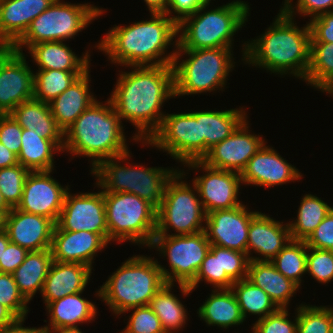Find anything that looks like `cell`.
<instances>
[{
    "mask_svg": "<svg viewBox=\"0 0 333 333\" xmlns=\"http://www.w3.org/2000/svg\"><path fill=\"white\" fill-rule=\"evenodd\" d=\"M247 119L229 137L211 148L202 161L213 168L241 173L254 154L267 143L261 136L250 134Z\"/></svg>",
    "mask_w": 333,
    "mask_h": 333,
    "instance_id": "19",
    "label": "cell"
},
{
    "mask_svg": "<svg viewBox=\"0 0 333 333\" xmlns=\"http://www.w3.org/2000/svg\"><path fill=\"white\" fill-rule=\"evenodd\" d=\"M198 316L208 326L229 328L242 324V316L237 298L231 289H215L197 311Z\"/></svg>",
    "mask_w": 333,
    "mask_h": 333,
    "instance_id": "31",
    "label": "cell"
},
{
    "mask_svg": "<svg viewBox=\"0 0 333 333\" xmlns=\"http://www.w3.org/2000/svg\"><path fill=\"white\" fill-rule=\"evenodd\" d=\"M89 69L49 103L52 116L63 133L97 99L90 91Z\"/></svg>",
    "mask_w": 333,
    "mask_h": 333,
    "instance_id": "26",
    "label": "cell"
},
{
    "mask_svg": "<svg viewBox=\"0 0 333 333\" xmlns=\"http://www.w3.org/2000/svg\"><path fill=\"white\" fill-rule=\"evenodd\" d=\"M25 320H18L14 325L0 330V333H45V330L41 327H23L22 323Z\"/></svg>",
    "mask_w": 333,
    "mask_h": 333,
    "instance_id": "56",
    "label": "cell"
},
{
    "mask_svg": "<svg viewBox=\"0 0 333 333\" xmlns=\"http://www.w3.org/2000/svg\"><path fill=\"white\" fill-rule=\"evenodd\" d=\"M305 82L322 92L333 85V43L310 42V63Z\"/></svg>",
    "mask_w": 333,
    "mask_h": 333,
    "instance_id": "38",
    "label": "cell"
},
{
    "mask_svg": "<svg viewBox=\"0 0 333 333\" xmlns=\"http://www.w3.org/2000/svg\"><path fill=\"white\" fill-rule=\"evenodd\" d=\"M310 42L333 43V12L323 13L310 19Z\"/></svg>",
    "mask_w": 333,
    "mask_h": 333,
    "instance_id": "52",
    "label": "cell"
},
{
    "mask_svg": "<svg viewBox=\"0 0 333 333\" xmlns=\"http://www.w3.org/2000/svg\"><path fill=\"white\" fill-rule=\"evenodd\" d=\"M108 242L100 235L88 231H64L55 225L51 252L53 261L80 263L91 268L94 256L106 248Z\"/></svg>",
    "mask_w": 333,
    "mask_h": 333,
    "instance_id": "22",
    "label": "cell"
},
{
    "mask_svg": "<svg viewBox=\"0 0 333 333\" xmlns=\"http://www.w3.org/2000/svg\"><path fill=\"white\" fill-rule=\"evenodd\" d=\"M231 290L237 298L244 319L249 313V315H258L260 320L279 309L270 296L248 278L234 282Z\"/></svg>",
    "mask_w": 333,
    "mask_h": 333,
    "instance_id": "37",
    "label": "cell"
},
{
    "mask_svg": "<svg viewBox=\"0 0 333 333\" xmlns=\"http://www.w3.org/2000/svg\"><path fill=\"white\" fill-rule=\"evenodd\" d=\"M28 253L25 248L10 242L0 259V272L13 274L24 262Z\"/></svg>",
    "mask_w": 333,
    "mask_h": 333,
    "instance_id": "53",
    "label": "cell"
},
{
    "mask_svg": "<svg viewBox=\"0 0 333 333\" xmlns=\"http://www.w3.org/2000/svg\"><path fill=\"white\" fill-rule=\"evenodd\" d=\"M244 204L207 213L205 234L211 245L247 253L248 230L258 211H248Z\"/></svg>",
    "mask_w": 333,
    "mask_h": 333,
    "instance_id": "18",
    "label": "cell"
},
{
    "mask_svg": "<svg viewBox=\"0 0 333 333\" xmlns=\"http://www.w3.org/2000/svg\"><path fill=\"white\" fill-rule=\"evenodd\" d=\"M109 242L130 241L150 247L156 231L157 209L132 193H104Z\"/></svg>",
    "mask_w": 333,
    "mask_h": 333,
    "instance_id": "10",
    "label": "cell"
},
{
    "mask_svg": "<svg viewBox=\"0 0 333 333\" xmlns=\"http://www.w3.org/2000/svg\"><path fill=\"white\" fill-rule=\"evenodd\" d=\"M83 292L65 296L50 302L48 310V326L42 327L45 333H52L57 329L78 327L77 324L91 322L97 316L95 304L81 296Z\"/></svg>",
    "mask_w": 333,
    "mask_h": 333,
    "instance_id": "27",
    "label": "cell"
},
{
    "mask_svg": "<svg viewBox=\"0 0 333 333\" xmlns=\"http://www.w3.org/2000/svg\"><path fill=\"white\" fill-rule=\"evenodd\" d=\"M105 12L92 4H71L54 0L49 8L34 19L25 33L11 46L13 50L23 53L40 42L64 41L88 27L98 16ZM23 46V48H22Z\"/></svg>",
    "mask_w": 333,
    "mask_h": 333,
    "instance_id": "9",
    "label": "cell"
},
{
    "mask_svg": "<svg viewBox=\"0 0 333 333\" xmlns=\"http://www.w3.org/2000/svg\"><path fill=\"white\" fill-rule=\"evenodd\" d=\"M186 164L204 158V137H201L200 111L166 114L161 126L147 142Z\"/></svg>",
    "mask_w": 333,
    "mask_h": 333,
    "instance_id": "13",
    "label": "cell"
},
{
    "mask_svg": "<svg viewBox=\"0 0 333 333\" xmlns=\"http://www.w3.org/2000/svg\"><path fill=\"white\" fill-rule=\"evenodd\" d=\"M249 262L247 253L220 247L221 274H227L234 282L248 277Z\"/></svg>",
    "mask_w": 333,
    "mask_h": 333,
    "instance_id": "48",
    "label": "cell"
},
{
    "mask_svg": "<svg viewBox=\"0 0 333 333\" xmlns=\"http://www.w3.org/2000/svg\"><path fill=\"white\" fill-rule=\"evenodd\" d=\"M242 183L245 185H256L273 187L301 180L302 174L299 170L273 149L264 145L248 161L240 173Z\"/></svg>",
    "mask_w": 333,
    "mask_h": 333,
    "instance_id": "20",
    "label": "cell"
},
{
    "mask_svg": "<svg viewBox=\"0 0 333 333\" xmlns=\"http://www.w3.org/2000/svg\"><path fill=\"white\" fill-rule=\"evenodd\" d=\"M104 104L93 102L64 132L63 152L91 158V170L105 159L130 152L122 121L109 98Z\"/></svg>",
    "mask_w": 333,
    "mask_h": 333,
    "instance_id": "4",
    "label": "cell"
},
{
    "mask_svg": "<svg viewBox=\"0 0 333 333\" xmlns=\"http://www.w3.org/2000/svg\"><path fill=\"white\" fill-rule=\"evenodd\" d=\"M189 168L202 169L205 174L197 176L192 181L195 184L203 208L207 213L219 209H231L242 202L238 200V193L242 183L240 173L217 169L208 166L202 160L186 163Z\"/></svg>",
    "mask_w": 333,
    "mask_h": 333,
    "instance_id": "15",
    "label": "cell"
},
{
    "mask_svg": "<svg viewBox=\"0 0 333 333\" xmlns=\"http://www.w3.org/2000/svg\"><path fill=\"white\" fill-rule=\"evenodd\" d=\"M52 333H83L79 327L62 328L53 331Z\"/></svg>",
    "mask_w": 333,
    "mask_h": 333,
    "instance_id": "61",
    "label": "cell"
},
{
    "mask_svg": "<svg viewBox=\"0 0 333 333\" xmlns=\"http://www.w3.org/2000/svg\"><path fill=\"white\" fill-rule=\"evenodd\" d=\"M34 73L33 99L52 102L87 71L37 70Z\"/></svg>",
    "mask_w": 333,
    "mask_h": 333,
    "instance_id": "39",
    "label": "cell"
},
{
    "mask_svg": "<svg viewBox=\"0 0 333 333\" xmlns=\"http://www.w3.org/2000/svg\"><path fill=\"white\" fill-rule=\"evenodd\" d=\"M10 243L8 234L5 230L0 232V259H2L3 251L7 248Z\"/></svg>",
    "mask_w": 333,
    "mask_h": 333,
    "instance_id": "59",
    "label": "cell"
},
{
    "mask_svg": "<svg viewBox=\"0 0 333 333\" xmlns=\"http://www.w3.org/2000/svg\"><path fill=\"white\" fill-rule=\"evenodd\" d=\"M29 54L39 70L88 71L90 54L78 57L63 41L40 42L32 45Z\"/></svg>",
    "mask_w": 333,
    "mask_h": 333,
    "instance_id": "28",
    "label": "cell"
},
{
    "mask_svg": "<svg viewBox=\"0 0 333 333\" xmlns=\"http://www.w3.org/2000/svg\"><path fill=\"white\" fill-rule=\"evenodd\" d=\"M231 52L232 48L176 49L173 62L175 96L224 89L227 76L236 63ZM183 54L189 58L180 61Z\"/></svg>",
    "mask_w": 333,
    "mask_h": 333,
    "instance_id": "8",
    "label": "cell"
},
{
    "mask_svg": "<svg viewBox=\"0 0 333 333\" xmlns=\"http://www.w3.org/2000/svg\"><path fill=\"white\" fill-rule=\"evenodd\" d=\"M66 193L56 225L64 231H88L100 234L109 243L103 191Z\"/></svg>",
    "mask_w": 333,
    "mask_h": 333,
    "instance_id": "16",
    "label": "cell"
},
{
    "mask_svg": "<svg viewBox=\"0 0 333 333\" xmlns=\"http://www.w3.org/2000/svg\"><path fill=\"white\" fill-rule=\"evenodd\" d=\"M326 93H329L331 96H333V85L326 91Z\"/></svg>",
    "mask_w": 333,
    "mask_h": 333,
    "instance_id": "63",
    "label": "cell"
},
{
    "mask_svg": "<svg viewBox=\"0 0 333 333\" xmlns=\"http://www.w3.org/2000/svg\"><path fill=\"white\" fill-rule=\"evenodd\" d=\"M201 281L213 285L215 289H231L234 281L227 274H221L220 246H210L195 279L188 286L193 291Z\"/></svg>",
    "mask_w": 333,
    "mask_h": 333,
    "instance_id": "42",
    "label": "cell"
},
{
    "mask_svg": "<svg viewBox=\"0 0 333 333\" xmlns=\"http://www.w3.org/2000/svg\"><path fill=\"white\" fill-rule=\"evenodd\" d=\"M271 262L281 274L300 287L301 277L306 273V242L291 239Z\"/></svg>",
    "mask_w": 333,
    "mask_h": 333,
    "instance_id": "40",
    "label": "cell"
},
{
    "mask_svg": "<svg viewBox=\"0 0 333 333\" xmlns=\"http://www.w3.org/2000/svg\"><path fill=\"white\" fill-rule=\"evenodd\" d=\"M332 209L333 206H329L321 198L312 194L304 195L296 220L288 222L291 239L306 241Z\"/></svg>",
    "mask_w": 333,
    "mask_h": 333,
    "instance_id": "36",
    "label": "cell"
},
{
    "mask_svg": "<svg viewBox=\"0 0 333 333\" xmlns=\"http://www.w3.org/2000/svg\"><path fill=\"white\" fill-rule=\"evenodd\" d=\"M130 153L101 161L93 170L96 186L103 193H132L148 201L156 209L162 204L166 187L179 168L144 167L143 165L123 166L120 162L128 161Z\"/></svg>",
    "mask_w": 333,
    "mask_h": 333,
    "instance_id": "7",
    "label": "cell"
},
{
    "mask_svg": "<svg viewBox=\"0 0 333 333\" xmlns=\"http://www.w3.org/2000/svg\"><path fill=\"white\" fill-rule=\"evenodd\" d=\"M54 0H0V47H11Z\"/></svg>",
    "mask_w": 333,
    "mask_h": 333,
    "instance_id": "24",
    "label": "cell"
},
{
    "mask_svg": "<svg viewBox=\"0 0 333 333\" xmlns=\"http://www.w3.org/2000/svg\"><path fill=\"white\" fill-rule=\"evenodd\" d=\"M265 33L242 45L245 64L305 80L310 63L309 23L299 28L282 8Z\"/></svg>",
    "mask_w": 333,
    "mask_h": 333,
    "instance_id": "3",
    "label": "cell"
},
{
    "mask_svg": "<svg viewBox=\"0 0 333 333\" xmlns=\"http://www.w3.org/2000/svg\"><path fill=\"white\" fill-rule=\"evenodd\" d=\"M167 16L151 13L149 21L115 25L95 48L106 53L111 63L123 67L173 65L178 44L177 40L173 41L178 35L177 23ZM171 44L175 50L165 53Z\"/></svg>",
    "mask_w": 333,
    "mask_h": 333,
    "instance_id": "2",
    "label": "cell"
},
{
    "mask_svg": "<svg viewBox=\"0 0 333 333\" xmlns=\"http://www.w3.org/2000/svg\"><path fill=\"white\" fill-rule=\"evenodd\" d=\"M131 310L126 328L120 333H166L160 319L148 305L131 308L124 313Z\"/></svg>",
    "mask_w": 333,
    "mask_h": 333,
    "instance_id": "46",
    "label": "cell"
},
{
    "mask_svg": "<svg viewBox=\"0 0 333 333\" xmlns=\"http://www.w3.org/2000/svg\"><path fill=\"white\" fill-rule=\"evenodd\" d=\"M62 150L51 140L45 139L35 130L23 129L18 163L29 171L54 170V154Z\"/></svg>",
    "mask_w": 333,
    "mask_h": 333,
    "instance_id": "34",
    "label": "cell"
},
{
    "mask_svg": "<svg viewBox=\"0 0 333 333\" xmlns=\"http://www.w3.org/2000/svg\"><path fill=\"white\" fill-rule=\"evenodd\" d=\"M56 223L44 216L12 208L5 218V231L11 243L29 252L51 249Z\"/></svg>",
    "mask_w": 333,
    "mask_h": 333,
    "instance_id": "21",
    "label": "cell"
},
{
    "mask_svg": "<svg viewBox=\"0 0 333 333\" xmlns=\"http://www.w3.org/2000/svg\"><path fill=\"white\" fill-rule=\"evenodd\" d=\"M29 172L19 163L0 169V192L12 208L17 207L21 201L24 182Z\"/></svg>",
    "mask_w": 333,
    "mask_h": 333,
    "instance_id": "43",
    "label": "cell"
},
{
    "mask_svg": "<svg viewBox=\"0 0 333 333\" xmlns=\"http://www.w3.org/2000/svg\"><path fill=\"white\" fill-rule=\"evenodd\" d=\"M210 1L177 24L176 49L233 48V36L247 21L250 6L236 0L205 11Z\"/></svg>",
    "mask_w": 333,
    "mask_h": 333,
    "instance_id": "6",
    "label": "cell"
},
{
    "mask_svg": "<svg viewBox=\"0 0 333 333\" xmlns=\"http://www.w3.org/2000/svg\"><path fill=\"white\" fill-rule=\"evenodd\" d=\"M52 262L51 249L31 251L13 273L19 291L29 302L36 292L42 293L44 281Z\"/></svg>",
    "mask_w": 333,
    "mask_h": 333,
    "instance_id": "33",
    "label": "cell"
},
{
    "mask_svg": "<svg viewBox=\"0 0 333 333\" xmlns=\"http://www.w3.org/2000/svg\"><path fill=\"white\" fill-rule=\"evenodd\" d=\"M29 301L19 291L13 274L0 272V304L7 307L19 320H25Z\"/></svg>",
    "mask_w": 333,
    "mask_h": 333,
    "instance_id": "44",
    "label": "cell"
},
{
    "mask_svg": "<svg viewBox=\"0 0 333 333\" xmlns=\"http://www.w3.org/2000/svg\"><path fill=\"white\" fill-rule=\"evenodd\" d=\"M5 218H6V215L0 211V232L5 230Z\"/></svg>",
    "mask_w": 333,
    "mask_h": 333,
    "instance_id": "62",
    "label": "cell"
},
{
    "mask_svg": "<svg viewBox=\"0 0 333 333\" xmlns=\"http://www.w3.org/2000/svg\"><path fill=\"white\" fill-rule=\"evenodd\" d=\"M49 171H30L27 175L23 194L17 209L35 215L47 217L57 223L66 193L70 188L51 177Z\"/></svg>",
    "mask_w": 333,
    "mask_h": 333,
    "instance_id": "17",
    "label": "cell"
},
{
    "mask_svg": "<svg viewBox=\"0 0 333 333\" xmlns=\"http://www.w3.org/2000/svg\"><path fill=\"white\" fill-rule=\"evenodd\" d=\"M165 284L157 259L135 255L108 277L96 296L119 316L131 308L149 305Z\"/></svg>",
    "mask_w": 333,
    "mask_h": 333,
    "instance_id": "5",
    "label": "cell"
},
{
    "mask_svg": "<svg viewBox=\"0 0 333 333\" xmlns=\"http://www.w3.org/2000/svg\"><path fill=\"white\" fill-rule=\"evenodd\" d=\"M23 128L10 114L0 115V142L17 156L21 149Z\"/></svg>",
    "mask_w": 333,
    "mask_h": 333,
    "instance_id": "50",
    "label": "cell"
},
{
    "mask_svg": "<svg viewBox=\"0 0 333 333\" xmlns=\"http://www.w3.org/2000/svg\"><path fill=\"white\" fill-rule=\"evenodd\" d=\"M185 176V172L179 170L167 184L162 204L157 208L155 235H167L170 228L176 231L171 235L204 231L207 214L195 184L191 187L184 182Z\"/></svg>",
    "mask_w": 333,
    "mask_h": 333,
    "instance_id": "11",
    "label": "cell"
},
{
    "mask_svg": "<svg viewBox=\"0 0 333 333\" xmlns=\"http://www.w3.org/2000/svg\"><path fill=\"white\" fill-rule=\"evenodd\" d=\"M211 243L205 231L189 235H155L150 249L156 248L167 256L169 269L159 264L166 283H178L183 296L192 293L188 286L196 277ZM175 281V282H174Z\"/></svg>",
    "mask_w": 333,
    "mask_h": 333,
    "instance_id": "12",
    "label": "cell"
},
{
    "mask_svg": "<svg viewBox=\"0 0 333 333\" xmlns=\"http://www.w3.org/2000/svg\"><path fill=\"white\" fill-rule=\"evenodd\" d=\"M288 315L287 308H279L276 312L255 321L251 333H297V308L294 321L291 322Z\"/></svg>",
    "mask_w": 333,
    "mask_h": 333,
    "instance_id": "47",
    "label": "cell"
},
{
    "mask_svg": "<svg viewBox=\"0 0 333 333\" xmlns=\"http://www.w3.org/2000/svg\"><path fill=\"white\" fill-rule=\"evenodd\" d=\"M150 13H167L170 0H144Z\"/></svg>",
    "mask_w": 333,
    "mask_h": 333,
    "instance_id": "58",
    "label": "cell"
},
{
    "mask_svg": "<svg viewBox=\"0 0 333 333\" xmlns=\"http://www.w3.org/2000/svg\"><path fill=\"white\" fill-rule=\"evenodd\" d=\"M18 320L7 307L0 304V330L14 325Z\"/></svg>",
    "mask_w": 333,
    "mask_h": 333,
    "instance_id": "57",
    "label": "cell"
},
{
    "mask_svg": "<svg viewBox=\"0 0 333 333\" xmlns=\"http://www.w3.org/2000/svg\"><path fill=\"white\" fill-rule=\"evenodd\" d=\"M12 209V207L6 202L2 193L0 192V211H2L5 215Z\"/></svg>",
    "mask_w": 333,
    "mask_h": 333,
    "instance_id": "60",
    "label": "cell"
},
{
    "mask_svg": "<svg viewBox=\"0 0 333 333\" xmlns=\"http://www.w3.org/2000/svg\"><path fill=\"white\" fill-rule=\"evenodd\" d=\"M207 1L209 0H170L166 14L178 24L183 18L194 14ZM172 13H176V16H172Z\"/></svg>",
    "mask_w": 333,
    "mask_h": 333,
    "instance_id": "54",
    "label": "cell"
},
{
    "mask_svg": "<svg viewBox=\"0 0 333 333\" xmlns=\"http://www.w3.org/2000/svg\"><path fill=\"white\" fill-rule=\"evenodd\" d=\"M297 333H333V308L300 304L297 307Z\"/></svg>",
    "mask_w": 333,
    "mask_h": 333,
    "instance_id": "41",
    "label": "cell"
},
{
    "mask_svg": "<svg viewBox=\"0 0 333 333\" xmlns=\"http://www.w3.org/2000/svg\"><path fill=\"white\" fill-rule=\"evenodd\" d=\"M91 274L92 268L87 265L53 261L41 293L44 304L85 291Z\"/></svg>",
    "mask_w": 333,
    "mask_h": 333,
    "instance_id": "25",
    "label": "cell"
},
{
    "mask_svg": "<svg viewBox=\"0 0 333 333\" xmlns=\"http://www.w3.org/2000/svg\"><path fill=\"white\" fill-rule=\"evenodd\" d=\"M131 69L120 72L109 100L119 119L128 120L138 129L133 140L147 142L161 126L164 102L175 98L174 69L173 65Z\"/></svg>",
    "mask_w": 333,
    "mask_h": 333,
    "instance_id": "1",
    "label": "cell"
},
{
    "mask_svg": "<svg viewBox=\"0 0 333 333\" xmlns=\"http://www.w3.org/2000/svg\"><path fill=\"white\" fill-rule=\"evenodd\" d=\"M305 242L307 247L333 250V209Z\"/></svg>",
    "mask_w": 333,
    "mask_h": 333,
    "instance_id": "51",
    "label": "cell"
},
{
    "mask_svg": "<svg viewBox=\"0 0 333 333\" xmlns=\"http://www.w3.org/2000/svg\"><path fill=\"white\" fill-rule=\"evenodd\" d=\"M291 2L292 0H285L282 7L290 17L299 13L301 16H309L312 19L320 14L333 12V0H297L296 8Z\"/></svg>",
    "mask_w": 333,
    "mask_h": 333,
    "instance_id": "49",
    "label": "cell"
},
{
    "mask_svg": "<svg viewBox=\"0 0 333 333\" xmlns=\"http://www.w3.org/2000/svg\"><path fill=\"white\" fill-rule=\"evenodd\" d=\"M174 284L163 285L150 300L149 307L160 319L166 333H174L183 329L186 324L187 309L180 299L171 293Z\"/></svg>",
    "mask_w": 333,
    "mask_h": 333,
    "instance_id": "35",
    "label": "cell"
},
{
    "mask_svg": "<svg viewBox=\"0 0 333 333\" xmlns=\"http://www.w3.org/2000/svg\"><path fill=\"white\" fill-rule=\"evenodd\" d=\"M283 223L261 212L252 217L247 243V256L250 260L271 261L287 245L291 240L290 230L288 223ZM251 250L262 258L250 256Z\"/></svg>",
    "mask_w": 333,
    "mask_h": 333,
    "instance_id": "23",
    "label": "cell"
},
{
    "mask_svg": "<svg viewBox=\"0 0 333 333\" xmlns=\"http://www.w3.org/2000/svg\"><path fill=\"white\" fill-rule=\"evenodd\" d=\"M9 114L23 129L35 130L63 151L64 133L52 116L48 103L31 99L21 103Z\"/></svg>",
    "mask_w": 333,
    "mask_h": 333,
    "instance_id": "29",
    "label": "cell"
},
{
    "mask_svg": "<svg viewBox=\"0 0 333 333\" xmlns=\"http://www.w3.org/2000/svg\"><path fill=\"white\" fill-rule=\"evenodd\" d=\"M306 273L322 284L333 281V250L307 247Z\"/></svg>",
    "mask_w": 333,
    "mask_h": 333,
    "instance_id": "45",
    "label": "cell"
},
{
    "mask_svg": "<svg viewBox=\"0 0 333 333\" xmlns=\"http://www.w3.org/2000/svg\"><path fill=\"white\" fill-rule=\"evenodd\" d=\"M34 72L24 53L0 47V114H9L21 103L33 99Z\"/></svg>",
    "mask_w": 333,
    "mask_h": 333,
    "instance_id": "14",
    "label": "cell"
},
{
    "mask_svg": "<svg viewBox=\"0 0 333 333\" xmlns=\"http://www.w3.org/2000/svg\"><path fill=\"white\" fill-rule=\"evenodd\" d=\"M247 278L263 289L278 308H287L290 299L300 288L281 274L271 261L250 260Z\"/></svg>",
    "mask_w": 333,
    "mask_h": 333,
    "instance_id": "30",
    "label": "cell"
},
{
    "mask_svg": "<svg viewBox=\"0 0 333 333\" xmlns=\"http://www.w3.org/2000/svg\"><path fill=\"white\" fill-rule=\"evenodd\" d=\"M18 164L17 155L0 142V169Z\"/></svg>",
    "mask_w": 333,
    "mask_h": 333,
    "instance_id": "55",
    "label": "cell"
},
{
    "mask_svg": "<svg viewBox=\"0 0 333 333\" xmlns=\"http://www.w3.org/2000/svg\"><path fill=\"white\" fill-rule=\"evenodd\" d=\"M247 118L243 107L223 111H200L201 137H204V157L216 144L229 137Z\"/></svg>",
    "mask_w": 333,
    "mask_h": 333,
    "instance_id": "32",
    "label": "cell"
}]
</instances>
